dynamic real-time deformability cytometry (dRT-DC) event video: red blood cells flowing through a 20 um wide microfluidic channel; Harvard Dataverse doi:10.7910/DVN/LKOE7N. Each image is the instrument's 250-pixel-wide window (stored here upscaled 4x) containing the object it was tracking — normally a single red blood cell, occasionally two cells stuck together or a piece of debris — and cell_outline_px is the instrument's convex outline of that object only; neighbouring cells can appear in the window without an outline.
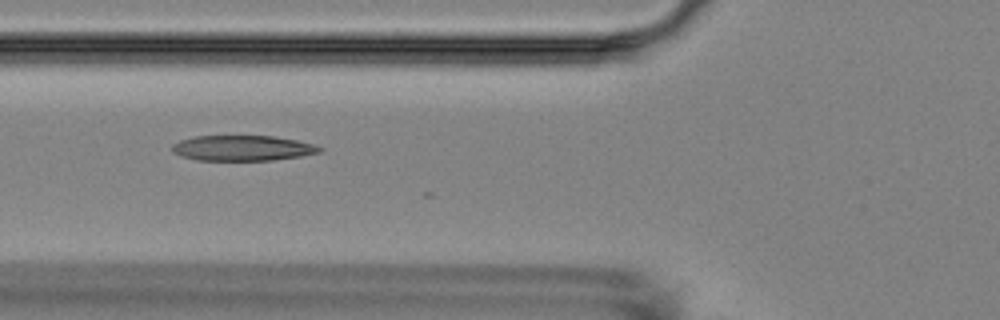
{"species": "Egyptian fruit bat (a non-hibernating species)", "species_latin": "Rousettus aegyptiacus", "temperature_condition": "room temperature", "stored_images_in_passage": 4, "camera_frame_rate_fps": 3000, "um_per_image_px": 0.085, "animal": {"sex": "female"}, "frame": {"image": 1, "passage_image": 4, "time_ms": 4.333, "image_size_px": [1000, 320], "cell_outline_px": [[324, 148], [320, 152], [300, 156], [272, 160], [196, 160], [180, 156], [172, 152], [172, 144], [180, 140], [192, 136], [276, 136], [296, 140], [312, 144]], "centroid_in_image_um": [20.57, 12.58], "position_along_channel_um": 105.2, "area_um2": 21.85}}